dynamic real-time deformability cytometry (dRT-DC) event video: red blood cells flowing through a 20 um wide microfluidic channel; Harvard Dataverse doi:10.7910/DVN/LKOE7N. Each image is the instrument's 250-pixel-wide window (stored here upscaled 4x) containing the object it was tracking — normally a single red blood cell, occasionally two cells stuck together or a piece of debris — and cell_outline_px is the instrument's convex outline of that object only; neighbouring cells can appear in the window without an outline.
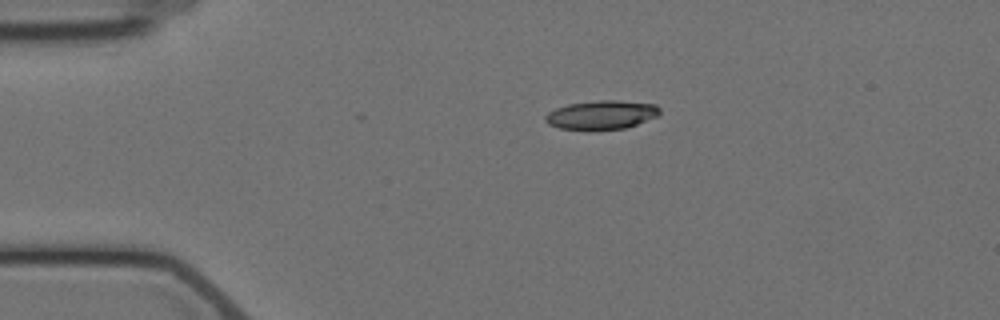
{"species": "Egyptian fruit bat (a non-hibernating species)", "species_latin": "Rousettus aegyptiacus", "temperature_condition": "cold", "stored_images_in_passage": 4, "camera_frame_rate_fps": 3000, "um_per_image_px": 0.085, "animal": {"sex": "female"}, "frame": {"image": 1, "passage_image": 3, "time_ms": 2.333, "image_size_px": [1000, 320], "cell_outline_px": [[660, 112], [656, 116], [636, 124], [624, 128], [588, 132], [560, 128], [548, 124], [544, 120], [544, 116], [548, 112], [556, 108], [568, 104], [600, 100], [616, 100], [656, 104], [660, 108]], "centroid_in_image_um": [51.07, 9.79], "position_along_channel_um": 33.9, "area_um2": 19.59}}